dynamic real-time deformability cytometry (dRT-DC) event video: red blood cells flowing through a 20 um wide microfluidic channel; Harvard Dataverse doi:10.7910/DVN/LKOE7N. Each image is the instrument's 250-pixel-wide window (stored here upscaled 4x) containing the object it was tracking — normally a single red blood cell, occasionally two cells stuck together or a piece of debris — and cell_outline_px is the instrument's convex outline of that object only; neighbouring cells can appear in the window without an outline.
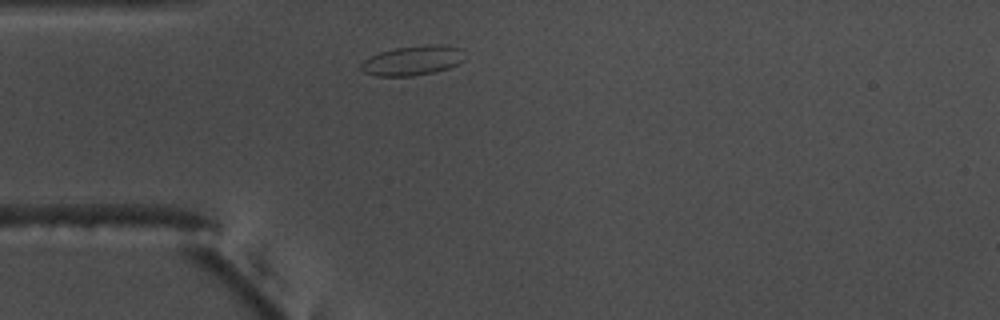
{"species": "common noctule bat (a hibernating species)", "species_latin": "Nyctalus noctula", "temperature_condition": "warm", "stored_images_in_passage": 31, "camera_frame_rate_fps": 3000, "um_per_image_px": 0.085, "animal": {"sex": "male", "body_mass_g": 17.5, "forearm_length_mm": 52.3}, "frame": {"image": 1, "passage_image": 1, "time_ms": 0.0, "image_size_px": [1000, 320], "cell_outline_px": [[464, 60], [448, 68], [432, 72], [412, 76], [376, 76], [364, 72], [360, 68], [360, 64], [372, 56], [380, 52], [396, 48], [424, 44], [444, 44], [460, 48]], "centroid_in_image_um": [35.07, 5.13], "position_along_channel_um": 49.9, "area_um2": 17.74}}
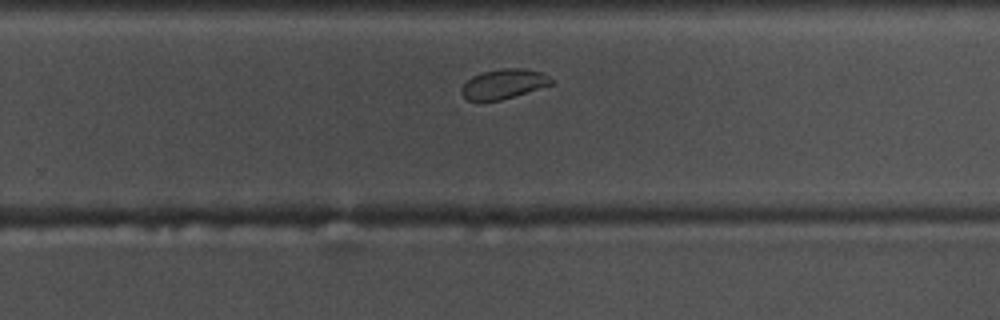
{"frame": {"image": 2, "passage_image": 21, "time_ms": 6.667, "image_size_px": [1000, 320], "cell_outline_px": [[552, 84], [500, 100], [468, 100], [460, 92], [460, 88], [472, 76], [484, 72], [500, 68], [524, 68], [540, 72], [548, 76], [552, 80]], "centroid_in_image_um": [42.78, 7.12], "position_along_channel_um": 287.0, "area_um2": 15.2}}
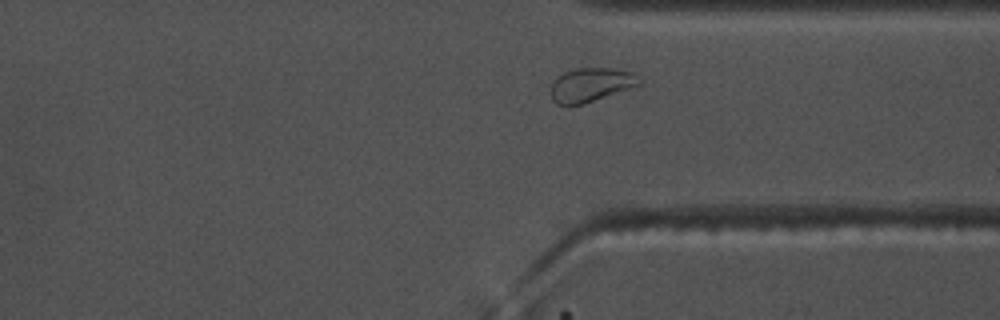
{"frame": {"image": 3, "passage_image": 27, "time_ms": 8.667, "image_size_px": [1000, 320], "cell_outline_px": [[640, 84], [580, 104], [556, 104], [552, 100], [552, 84], [556, 76], [564, 72], [576, 68], [612, 68], [632, 72], [640, 80]], "centroid_in_image_um": [50.17, 7.17], "position_along_channel_um": 361.2, "area_um2": 16.88}, "authors_computed_cell_mechanics": {"area_um2": 16.3574, "velocity_mm_per_s": 3.6995, "shape_relaxation_time_tau1_ms": 2.3069, "shape_relaxation_time_tau2_ms": 0.8809, "deformation_change_tau1": 0.0903, "deformation_change_tau2": 0.0465}}